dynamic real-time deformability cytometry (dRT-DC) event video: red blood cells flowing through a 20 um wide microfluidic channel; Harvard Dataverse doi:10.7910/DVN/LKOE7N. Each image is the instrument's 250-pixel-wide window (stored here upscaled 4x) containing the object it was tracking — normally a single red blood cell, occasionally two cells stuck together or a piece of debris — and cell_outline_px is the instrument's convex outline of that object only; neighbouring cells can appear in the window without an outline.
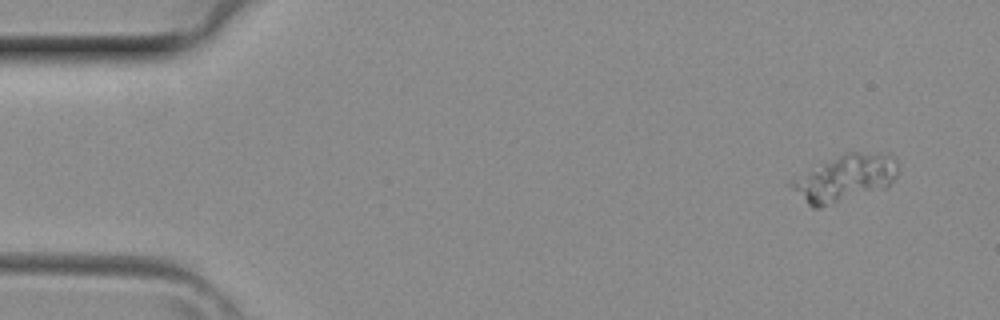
{"species": "common noctule bat (a hibernating species)", "species_latin": "Nyctalus noctula", "temperature_condition": "room temperature", "stored_images_in_passage": 4, "camera_frame_rate_fps": 3000, "um_per_image_px": 0.085, "animal": {"sex": "female", "body_mass_g": 29.2, "forearm_length_mm": 56.3}, "frame": {"image": 1, "passage_image": 1, "time_ms": 0.0, "image_size_px": [1000, 320], "cell_outline_px": [[900, 168], [896, 176], [884, 188], [820, 208], [812, 208], [788, 184], [844, 152], [888, 152], [896, 160]], "centroid_in_image_um": [71.93, 15.12], "position_along_channel_um": 13.1, "area_um2": 28.26}}